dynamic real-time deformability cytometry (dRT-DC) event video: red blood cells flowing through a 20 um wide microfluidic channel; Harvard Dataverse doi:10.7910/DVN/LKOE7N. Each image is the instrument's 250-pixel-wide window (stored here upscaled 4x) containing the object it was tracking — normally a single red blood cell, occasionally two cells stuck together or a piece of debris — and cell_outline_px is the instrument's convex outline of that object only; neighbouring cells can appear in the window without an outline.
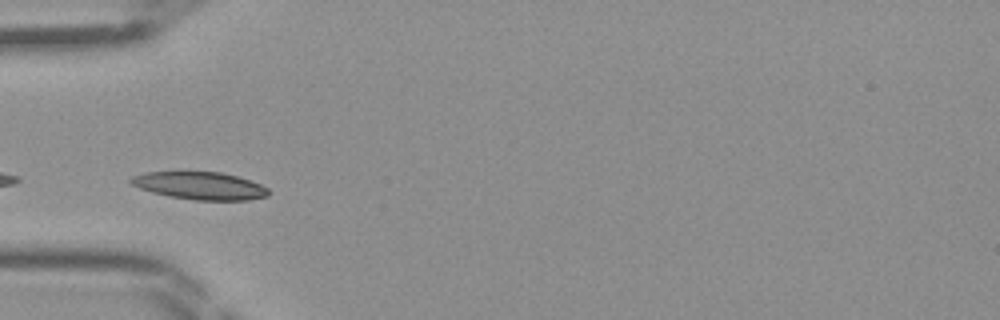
{"species": "Egyptian fruit bat (a non-hibernating species)", "species_latin": "Rousettus aegyptiacus", "temperature_condition": "room temperature", "stored_images_in_passage": 28, "camera_frame_rate_fps": 3000, "um_per_image_px": 0.085, "frame": {"image": 1, "passage_image": 5, "time_ms": 1.333, "image_size_px": [1000, 320], "cell_outline_px": [[268, 196], [248, 200], [196, 200], [168, 196], [152, 192], [140, 188], [132, 184], [128, 180], [132, 176], [144, 172], [180, 168], [220, 172], [236, 176], [260, 184], [268, 188]], "centroid_in_image_um": [16.9, 15.72], "position_along_channel_um": 68.1, "area_um2": 23.06}}
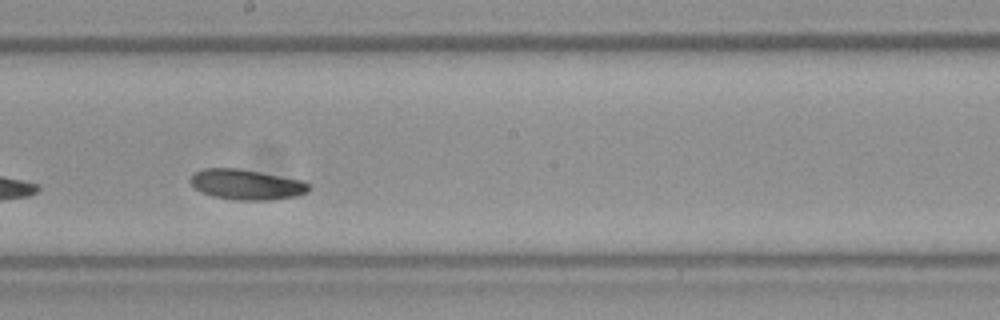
{"frame": {"image": 2, "passage_image": 16, "time_ms": 5.0, "image_size_px": [1000, 320], "cell_outline_px": [[308, 192], [296, 196], [272, 200], [232, 200], [212, 196], [200, 192], [188, 180], [192, 172], [204, 168], [240, 168], [304, 180], [308, 184]], "centroid_in_image_um": [20.91, 15.68], "position_along_channel_um": 227.3, "area_um2": 21.27}}
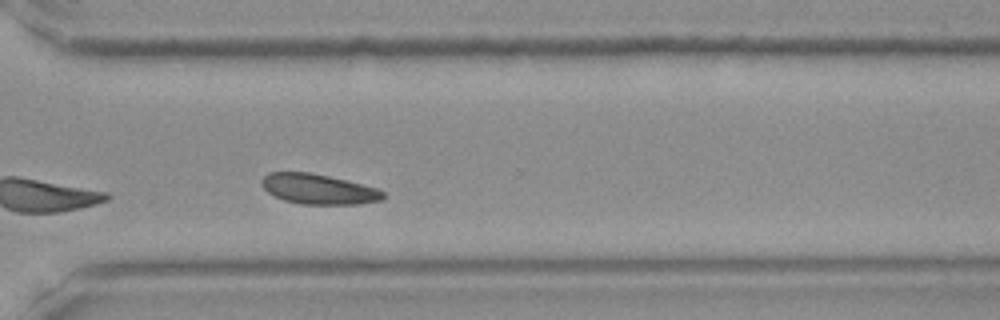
{"frame": {"image": 3, "passage_image": 24, "time_ms": 7.667, "image_size_px": [1000, 320], "cell_outline_px": [[384, 196], [380, 200], [360, 204], [300, 204], [284, 200], [272, 196], [260, 184], [260, 180], [268, 172], [308, 172], [328, 176], [376, 188], [384, 192]], "centroid_in_image_um": [27.0, 16.07], "position_along_channel_um": 343.6, "area_um2": 21.21}}